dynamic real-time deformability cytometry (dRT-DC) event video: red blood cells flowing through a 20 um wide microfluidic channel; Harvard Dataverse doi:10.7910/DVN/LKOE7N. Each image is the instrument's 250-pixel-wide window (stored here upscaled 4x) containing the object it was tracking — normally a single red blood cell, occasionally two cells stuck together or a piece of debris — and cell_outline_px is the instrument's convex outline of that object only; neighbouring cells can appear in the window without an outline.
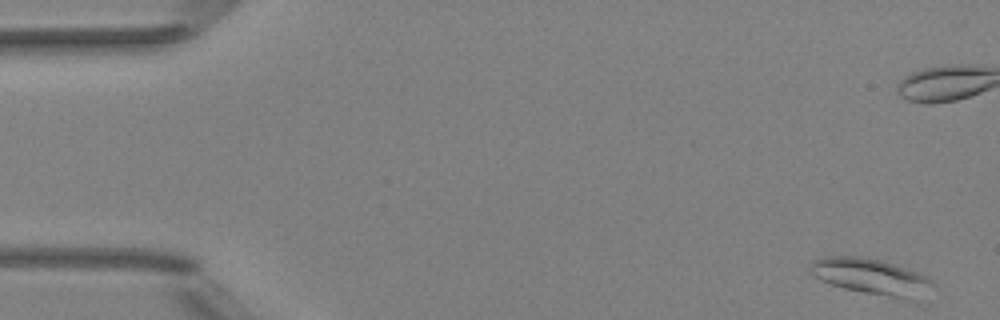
{"species": "Egyptian fruit bat (a non-hibernating species)", "species_latin": "Rousettus aegyptiacus", "temperature_condition": "room temperature", "stored_images_in_passage": 52, "camera_frame_rate_fps": 3000, "um_per_image_px": 0.085, "animal": {"sex": "female"}, "frame": {"image": 1, "passage_image": 1, "time_ms": 0.0, "image_size_px": [1000, 320], "cell_outline_px": [[932, 284], [900, 296], [892, 296], [864, 292], [844, 288], [820, 280], [812, 276], [808, 272], [808, 268], [812, 260], [824, 256], [860, 256], [880, 260], [904, 268], [924, 276]], "centroid_in_image_um": [73.67, 23.4], "position_along_channel_um": 11.3, "area_um2": 23.64}, "authors_computed_cell_mechanics": {"area_um2": 18.3515, "velocity_mm_per_s": 3.9497, "shape_relaxation_time_tau1_ms": 4.7132, "shape_relaxation_time_tau2_ms": 5.177, "deformation_change_tau1": 0.1065, "deformation_change_tau2": 0.1033}}